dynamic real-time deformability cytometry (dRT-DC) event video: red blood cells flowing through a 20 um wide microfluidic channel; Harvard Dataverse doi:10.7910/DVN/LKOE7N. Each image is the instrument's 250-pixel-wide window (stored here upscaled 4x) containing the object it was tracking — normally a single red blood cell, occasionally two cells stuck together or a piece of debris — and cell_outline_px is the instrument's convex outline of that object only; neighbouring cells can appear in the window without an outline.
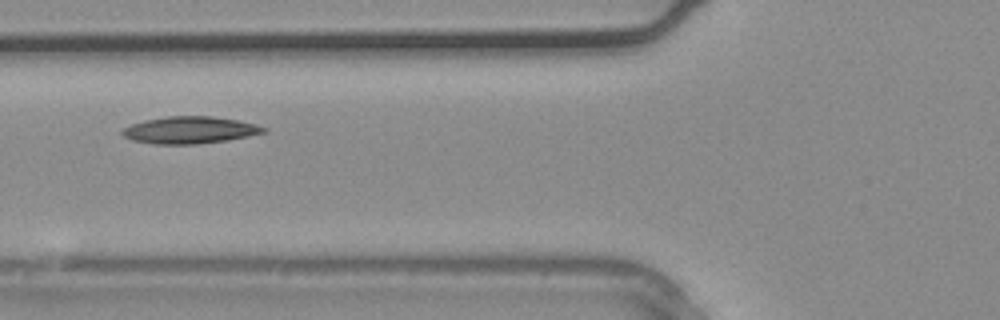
{"species": "common noctule bat (a hibernating species)", "species_latin": "Nyctalus noctula", "temperature_condition": "warm", "stored_images_in_passage": 32, "camera_frame_rate_fps": 3000, "um_per_image_px": 0.085, "animal": {"sex": "male", "body_mass_g": 20.4}, "frame": {"image": 1, "passage_image": 10, "time_ms": 3.0, "image_size_px": [1000, 320], "cell_outline_px": [[268, 132], [228, 140], [196, 144], [152, 144], [132, 140], [124, 136], [120, 132], [124, 128], [132, 124], [144, 120], [168, 116], [212, 116], [236, 120], [256, 124], [268, 128]], "centroid_in_image_um": [16.15, 11.06], "position_along_channel_um": 109.6, "area_um2": 22.31}}